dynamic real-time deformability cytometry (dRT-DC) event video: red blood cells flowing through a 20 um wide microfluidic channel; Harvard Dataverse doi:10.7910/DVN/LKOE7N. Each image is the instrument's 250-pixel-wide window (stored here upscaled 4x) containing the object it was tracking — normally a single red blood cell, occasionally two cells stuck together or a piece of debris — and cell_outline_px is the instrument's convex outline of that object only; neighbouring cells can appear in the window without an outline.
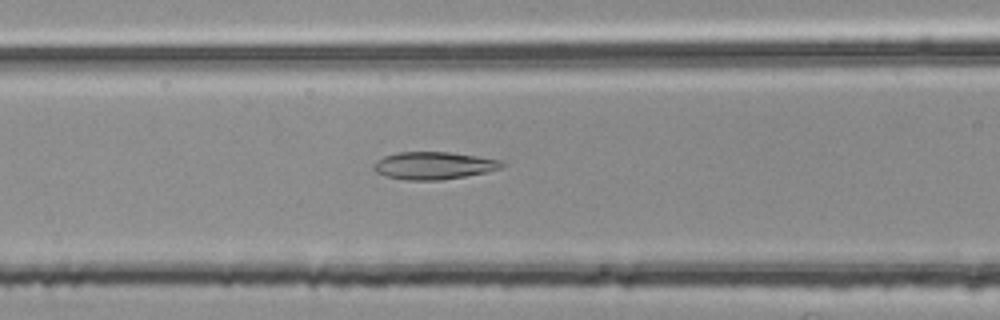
{"species": "common noctule bat (a hibernating species)", "species_latin": "Nyctalus noctula", "temperature_condition": "room temperature", "stored_images_in_passage": 40, "camera_frame_rate_fps": 3000, "um_per_image_px": 0.085, "animal": {"sex": "female", "body_mass_g": 25.1}, "frame": {"image": 1, "passage_image": 11, "time_ms": 3.333, "image_size_px": [1000, 320], "cell_outline_px": [[508, 164], [500, 168], [488, 172], [440, 180], [408, 180], [384, 176], [376, 172], [372, 168], [376, 160], [384, 156], [396, 152], [448, 152], [476, 156], [500, 160]], "centroid_in_image_um": [36.85, 14.07], "position_along_channel_um": 129.7, "area_um2": 20.58}}
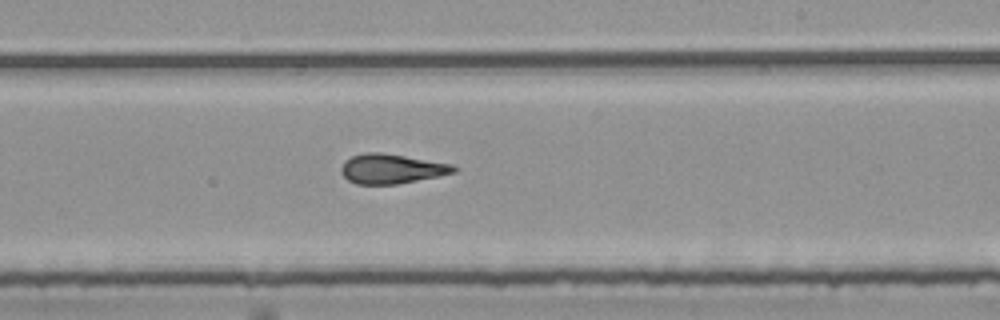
{"frame": {"image": 2, "passage_image": 21, "time_ms": 6.667, "image_size_px": [1000, 320], "cell_outline_px": [[460, 168], [456, 172], [396, 184], [356, 184], [348, 180], [340, 172], [340, 168], [344, 160], [352, 156], [364, 152], [380, 152], [452, 164]], "centroid_in_image_um": [33.24, 14.34], "position_along_channel_um": 255.8, "area_um2": 19.36}}
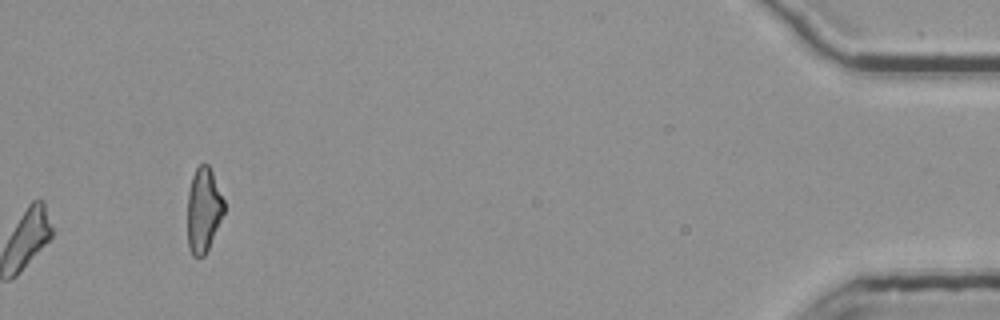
{"frame": {"image": 3, "passage_image": 40, "time_ms": 13.0, "image_size_px": [1000, 320], "cell_outline_px": [[224, 212], [208, 248], [204, 256], [192, 256], [188, 248], [188, 192], [192, 176], [196, 168], [200, 164], [208, 164], [212, 172], [224, 200]], "centroid_in_image_um": [17.29, 17.84], "position_along_channel_um": 417.9, "area_um2": 17.8}, "authors_computed_cell_mechanics": {"area_um2": 19.363, "velocity_mm_per_s": 3.7933, "shape_relaxation_time_tau1_ms": null, "shape_relaxation_time_tau2_ms": 2.1442, "deformation_change_tau1": null, "deformation_change_tau2": 0.125}}